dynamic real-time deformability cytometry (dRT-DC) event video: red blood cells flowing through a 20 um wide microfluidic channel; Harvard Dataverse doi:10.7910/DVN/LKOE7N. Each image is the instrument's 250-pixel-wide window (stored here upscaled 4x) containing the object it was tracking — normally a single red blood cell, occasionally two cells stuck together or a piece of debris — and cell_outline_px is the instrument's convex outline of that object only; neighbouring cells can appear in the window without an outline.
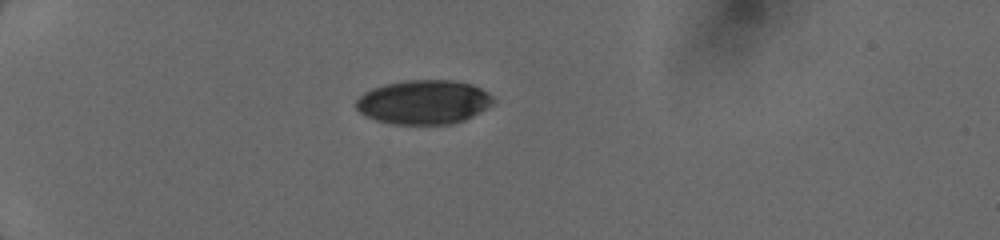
{"species": "human", "species_latin": "Homo sapiens", "temperature_condition": "cold", "stored_images_in_passage": 15, "camera_frame_rate_fps": 3000, "um_per_image_px": 0.085, "donor": {"sex": "female"}, "frame": {"image": 1, "passage_image": 1, "time_ms": 0.0, "image_size_px": [1000, 240], "cell_outline_px": [[496, 100], [492, 104], [472, 116], [464, 120], [452, 124], [392, 124], [376, 120], [360, 112], [356, 108], [356, 100], [364, 92], [372, 88], [388, 84], [408, 80], [452, 80], [472, 84], [488, 92]], "centroid_in_image_um": [36.03, 8.68], "position_along_channel_um": 49.0, "area_um2": 35.14}}
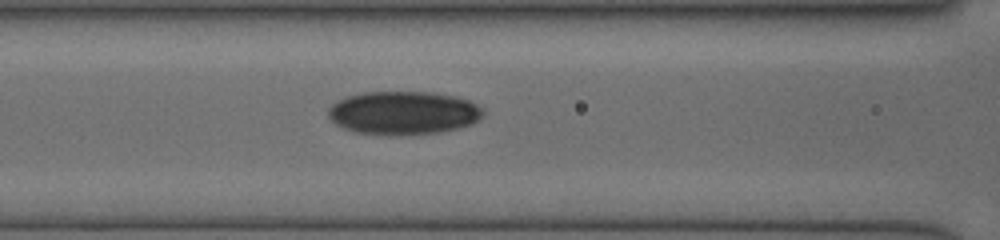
{"frame": {"image": 2, "passage_image": 9, "time_ms": 3.0, "image_size_px": [1000, 240], "cell_outline_px": [[484, 112], [472, 124], [460, 128], [440, 132], [400, 136], [388, 136], [352, 132], [336, 124], [328, 116], [328, 108], [332, 104], [348, 96], [364, 92], [432, 92], [456, 96], [468, 100], [484, 108]], "centroid_in_image_um": [34.28, 9.61], "position_along_channel_um": 132.3, "area_um2": 39.54}}
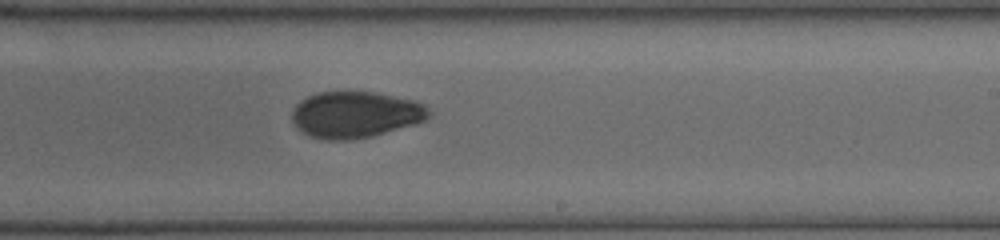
{"frame": {"image": 3, "passage_image": 15, "time_ms": 6.0, "image_size_px": [1000, 240], "cell_outline_px": [[432, 112], [424, 120], [412, 124], [384, 132], [368, 136], [348, 140], [328, 140], [312, 136], [304, 132], [292, 120], [292, 112], [296, 104], [300, 100], [316, 92], [376, 92], [416, 100], [424, 104]], "centroid_in_image_um": [30.21, 9.71], "position_along_channel_um": 258.8, "area_um2": 36.53}}